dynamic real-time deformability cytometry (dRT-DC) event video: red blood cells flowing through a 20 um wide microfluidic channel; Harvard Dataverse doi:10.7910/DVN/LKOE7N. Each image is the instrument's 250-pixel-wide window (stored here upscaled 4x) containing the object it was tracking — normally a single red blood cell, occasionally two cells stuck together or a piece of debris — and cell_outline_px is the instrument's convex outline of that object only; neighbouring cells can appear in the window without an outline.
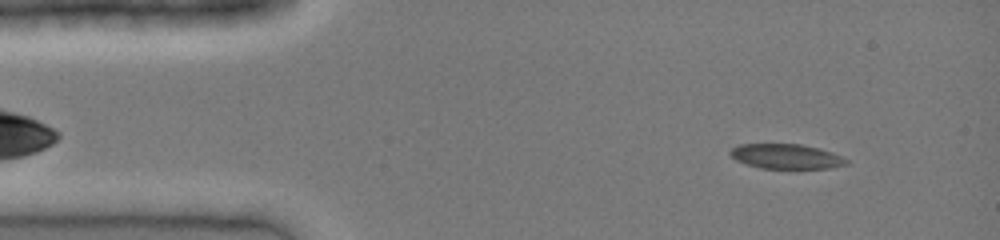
{"species": "common noctule bat (a hibernating species)", "species_latin": "Nyctalus noctula", "temperature_condition": "cold", "stored_images_in_passage": 40, "camera_frame_rate_fps": 3000, "um_per_image_px": 0.085, "animal": {"sex": "female", "body_mass_g": 19.0, "forearm_length_mm": 51.5}, "frame": {"image": 1, "passage_image": 3, "time_ms": 0.667, "image_size_px": [1000, 240], "cell_outline_px": [[848, 164], [832, 168], [760, 168], [744, 164], [736, 160], [728, 152], [732, 148], [740, 144], [800, 144], [820, 148], [832, 152], [848, 160]], "centroid_in_image_um": [66.82, 13.29], "position_along_channel_um": 18.2, "area_um2": 16.82}}
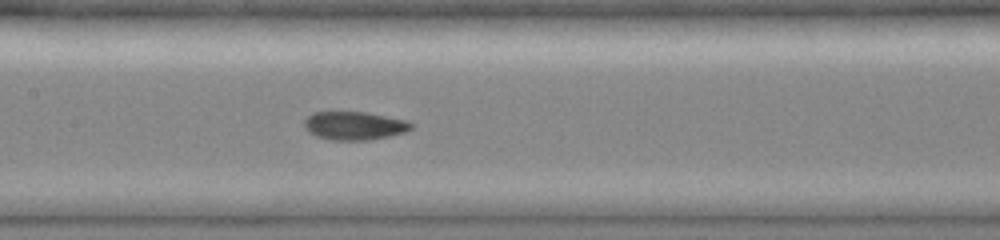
{"frame": {"image": 2, "passage_image": 18, "time_ms": 5.667, "image_size_px": [1000, 240], "cell_outline_px": [[412, 128], [404, 132], [388, 136], [368, 140], [332, 140], [316, 136], [308, 132], [304, 128], [304, 120], [312, 112], [364, 112], [408, 120], [412, 124]], "centroid_in_image_um": [30.09, 10.68], "position_along_channel_um": 177.3, "area_um2": 17.63}}
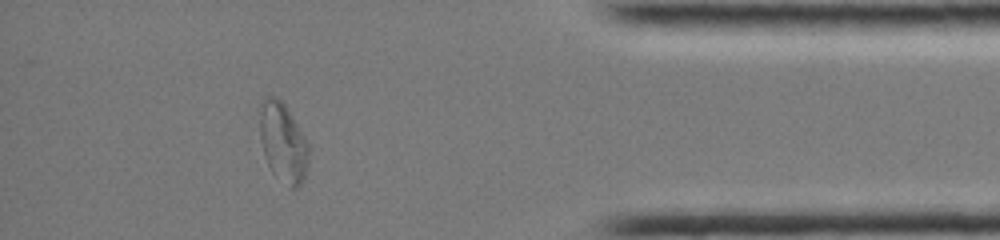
{"frame": {"image": 3, "passage_image": 35, "time_ms": 11.333, "image_size_px": [1000, 240], "cell_outline_px": [[308, 160], [304, 176], [300, 184], [296, 188], [288, 188], [272, 172], [264, 156], [260, 136], [256, 108], [260, 100], [264, 96], [276, 96], [284, 104], [292, 116], [304, 136], [308, 144]], "centroid_in_image_um": [23.98, 12.04], "position_along_channel_um": 411.2, "area_um2": 23.06}}